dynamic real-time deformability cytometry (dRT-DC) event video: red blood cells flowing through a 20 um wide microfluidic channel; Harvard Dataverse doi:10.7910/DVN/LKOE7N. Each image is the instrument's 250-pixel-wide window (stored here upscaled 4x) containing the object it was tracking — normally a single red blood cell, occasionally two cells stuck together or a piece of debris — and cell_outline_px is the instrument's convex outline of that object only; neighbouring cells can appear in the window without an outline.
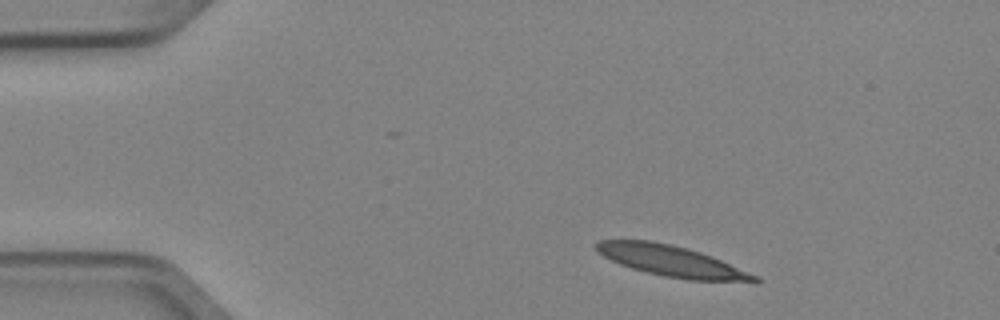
{"species": "Egyptian fruit bat (a non-hibernating species)", "species_latin": "Rousettus aegyptiacus", "temperature_condition": "cold", "stored_images_in_passage": 3, "camera_frame_rate_fps": 3000, "um_per_image_px": 0.085, "animal": {"sex": "female"}, "frame": {"image": 1, "passage_image": 1, "time_ms": 0.0, "image_size_px": [1000, 320], "cell_outline_px": [[764, 280], [756, 284], [688, 280], [664, 276], [632, 268], [620, 264], [596, 252], [592, 244], [596, 240], [652, 240], [688, 248], [712, 256], [756, 276]], "centroid_in_image_um": [57.13, 22.21], "position_along_channel_um": 27.9, "area_um2": 29.02}}
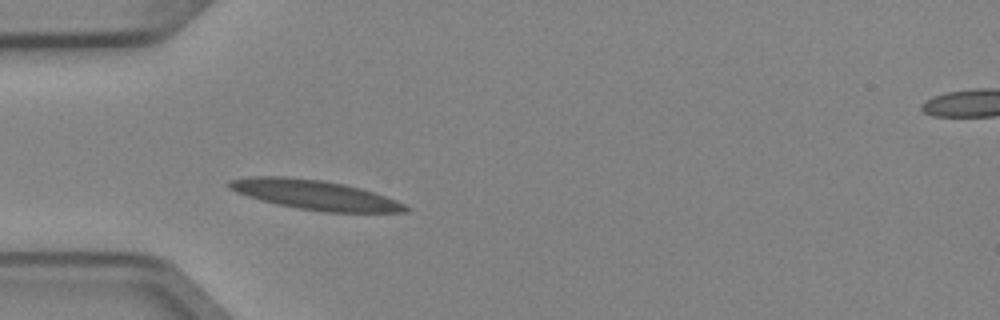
{"frame": {"image": 2, "passage_image": 3, "time_ms": 0.667, "image_size_px": [1000, 320], "cell_outline_px": [[412, 208], [408, 212], [324, 212], [300, 208], [260, 200], [236, 192], [228, 188], [228, 180], [248, 176], [284, 176], [324, 180], [344, 184], [376, 192], [396, 200]], "centroid_in_image_um": [26.78, 16.55], "position_along_channel_um": 58.2, "area_um2": 30.46}}